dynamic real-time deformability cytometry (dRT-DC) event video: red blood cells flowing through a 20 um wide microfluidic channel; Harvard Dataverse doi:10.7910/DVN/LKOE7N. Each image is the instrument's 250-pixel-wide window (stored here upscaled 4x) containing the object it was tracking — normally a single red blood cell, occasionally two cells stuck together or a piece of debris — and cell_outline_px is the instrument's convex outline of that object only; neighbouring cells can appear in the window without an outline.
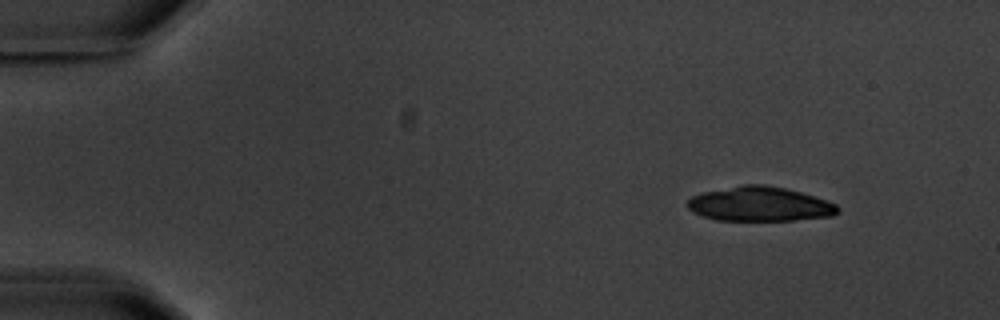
{"species": "common noctule bat (a hibernating species)", "species_latin": "Nyctalus noctula", "temperature_condition": "warm", "stored_images_in_passage": 5, "segment_of_instrument_passage": [1, 2], "camera_frame_rate_fps": 3000, "um_per_image_px": 0.085, "animal": {"sex": "male", "body_mass_g": 20.1, "forearm_length_mm": 53.5}, "frame": {"image": 1, "passage_image": 1, "time_ms": 0.0, "image_size_px": [1000, 320], "cell_outline_px": [[840, 208], [832, 216], [792, 220], [716, 220], [692, 212], [688, 208], [688, 200], [692, 196], [704, 192], [744, 184], [764, 184], [784, 188], [800, 192], [836, 204]], "centroid_in_image_um": [64.56, 17.34], "position_along_channel_um": 20.4, "area_um2": 29.82}}